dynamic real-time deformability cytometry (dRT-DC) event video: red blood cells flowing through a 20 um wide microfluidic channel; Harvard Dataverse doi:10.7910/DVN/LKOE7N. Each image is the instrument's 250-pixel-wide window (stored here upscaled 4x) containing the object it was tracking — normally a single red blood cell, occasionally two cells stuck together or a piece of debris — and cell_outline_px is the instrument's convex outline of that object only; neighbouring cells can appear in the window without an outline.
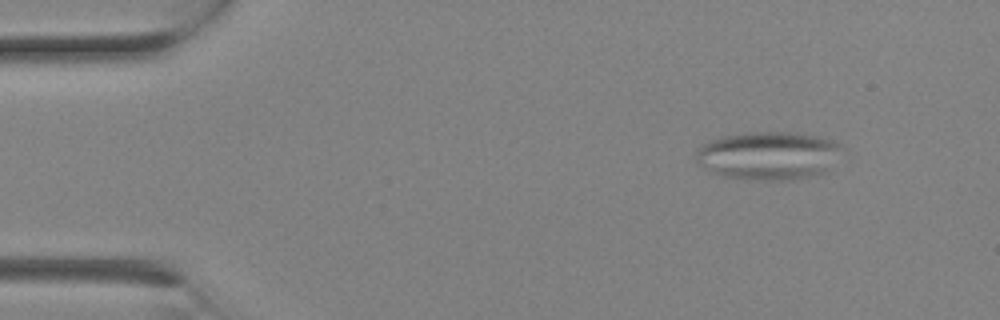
{"species": "Egyptian fruit bat (a non-hibernating species)", "species_latin": "Rousettus aegyptiacus", "temperature_condition": "room temperature", "stored_images_in_passage": 3, "camera_frame_rate_fps": 3000, "um_per_image_px": 0.085, "animal": {"sex": "female"}, "frame": {"image": 1, "passage_image": 3, "time_ms": 0.667, "image_size_px": [1000, 320], "cell_outline_px": [[840, 148], [824, 172], [808, 176], [788, 180], [760, 180], [724, 176], [712, 172], [700, 164], [696, 160], [696, 152], [704, 144], [720, 136], [748, 132], [788, 132], [816, 136], [832, 140], [840, 144]], "centroid_in_image_um": [65.25, 13.21], "position_along_channel_um": 19.7, "area_um2": 40.11}}